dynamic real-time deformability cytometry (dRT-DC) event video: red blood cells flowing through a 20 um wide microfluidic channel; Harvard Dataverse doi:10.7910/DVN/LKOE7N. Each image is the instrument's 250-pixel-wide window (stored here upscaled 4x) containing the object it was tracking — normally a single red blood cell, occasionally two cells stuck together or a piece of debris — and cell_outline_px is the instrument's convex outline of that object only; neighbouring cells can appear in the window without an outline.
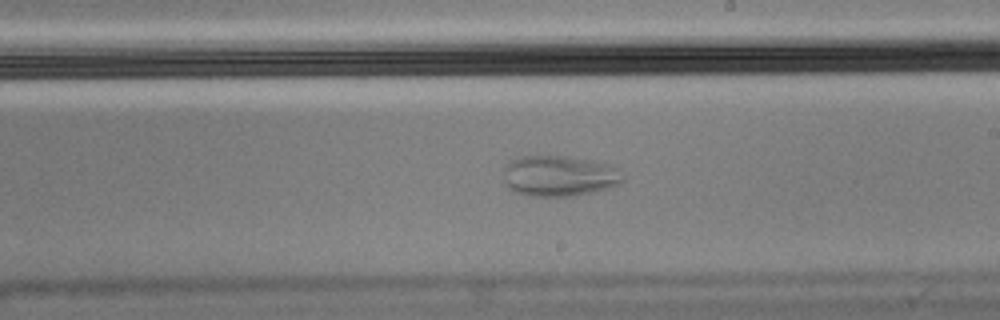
{"species": "Egyptian fruit bat (a non-hibernating species)", "species_latin": "Rousettus aegyptiacus", "temperature_condition": "cold", "stored_images_in_passage": 56, "camera_frame_rate_fps": 3000, "um_per_image_px": 0.085, "animal": {"sex": "male"}, "frame": {"image": 1, "passage_image": 32, "time_ms": 10.333, "image_size_px": [1000, 320], "cell_outline_px": [[624, 180], [616, 184], [604, 188], [572, 196], [528, 196], [516, 192], [508, 188], [504, 184], [504, 164], [508, 160], [520, 156], [568, 156], [588, 160], [604, 164], [624, 176]], "centroid_in_image_um": [47.38, 14.95], "position_along_channel_um": 241.6, "area_um2": 27.92}}